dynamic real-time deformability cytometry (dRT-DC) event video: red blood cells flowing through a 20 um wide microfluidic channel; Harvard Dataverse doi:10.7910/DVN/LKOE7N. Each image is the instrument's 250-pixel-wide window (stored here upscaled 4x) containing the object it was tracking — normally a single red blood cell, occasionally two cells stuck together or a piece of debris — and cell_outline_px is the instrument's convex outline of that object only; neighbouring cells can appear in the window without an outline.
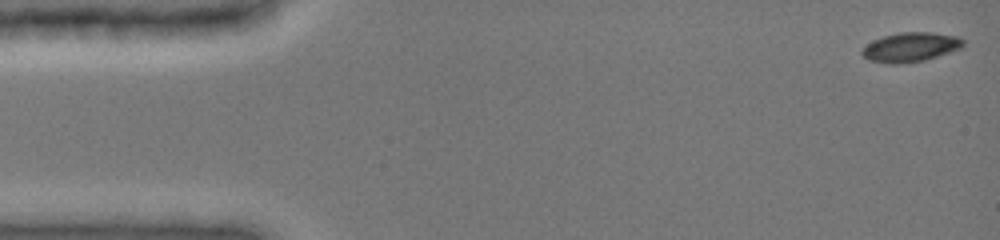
{"species": "common noctule bat (a hibernating species)", "species_latin": "Nyctalus noctula", "temperature_condition": "cold", "stored_images_in_passage": 27, "camera_frame_rate_fps": 3000, "um_per_image_px": 0.085, "animal": {"sex": "female", "body_mass_g": 19.0, "forearm_length_mm": 51.5}, "frame": {"image": 1, "passage_image": 1, "time_ms": 0.0, "image_size_px": [1000, 240], "cell_outline_px": [[964, 44], [960, 48], [924, 60], [896, 64], [892, 64], [868, 60], [860, 52], [872, 40], [884, 36], [900, 32], [932, 32], [960, 36], [964, 40]], "centroid_in_image_um": [77.4, 3.99], "position_along_channel_um": 7.6, "area_um2": 17.17}}
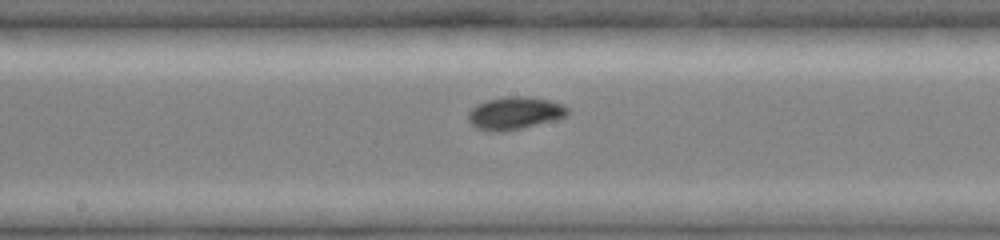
{"frame": {"image": 2, "passage_image": 16, "time_ms": 8.0, "image_size_px": [1000, 240], "cell_outline_px": [[568, 112], [564, 116], [556, 120], [504, 132], [492, 132], [476, 128], [468, 120], [468, 112], [476, 104], [488, 100], [508, 96], [528, 96], [548, 100], [564, 104], [568, 108]], "centroid_in_image_um": [43.74, 9.62], "position_along_channel_um": 204.5, "area_um2": 18.96}}
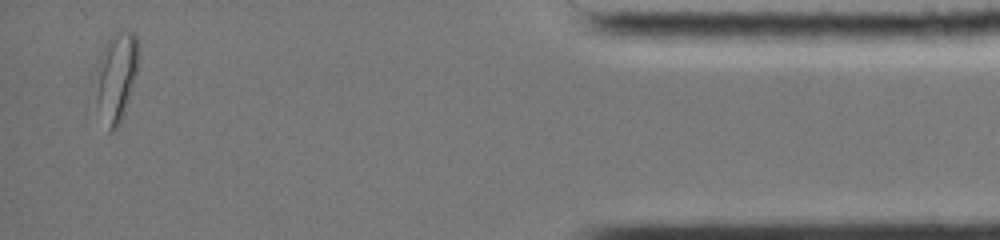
{"frame": {"image": 3, "passage_image": 27, "time_ms": 15.0, "image_size_px": [1000, 240], "cell_outline_px": [[140, 52], [136, 76], [120, 124], [112, 132], [108, 132], [96, 104], [96, 64], [100, 52], [108, 36], [120, 28], [132, 32], [136, 36]], "centroid_in_image_um": [9.87, 6.45], "position_along_channel_um": 425.3, "area_um2": 23.0}, "authors_computed_cell_mechanics": {"area_um2": 17.3978, "velocity_mm_per_s": 3.9722, "shape_relaxation_time_tau1_ms": 3.2704, "shape_relaxation_time_tau2_ms": 4.5495, "deformation_change_tau1": 0.1036, "deformation_change_tau2": 0.0493}}